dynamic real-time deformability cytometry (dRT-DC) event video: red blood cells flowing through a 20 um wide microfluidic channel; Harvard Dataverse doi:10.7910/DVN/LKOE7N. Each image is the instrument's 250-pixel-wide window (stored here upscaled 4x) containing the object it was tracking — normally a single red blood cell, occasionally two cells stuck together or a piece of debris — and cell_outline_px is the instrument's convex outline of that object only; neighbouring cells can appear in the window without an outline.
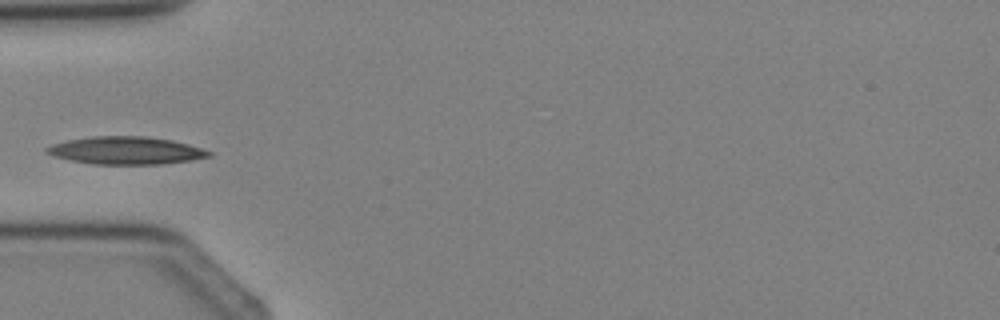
{"species": "Egyptian fruit bat (a non-hibernating species)", "species_latin": "Rousettus aegyptiacus", "temperature_condition": "cold", "stored_images_in_passage": 3, "camera_frame_rate_fps": 3000, "um_per_image_px": 0.085, "animal": {"sex": "female"}, "frame": {"image": 1, "passage_image": 3, "time_ms": 2.333, "image_size_px": [1000, 320], "cell_outline_px": [[212, 156], [192, 160], [160, 164], [92, 164], [72, 160], [56, 156], [44, 152], [44, 148], [52, 144], [68, 140], [92, 136], [148, 136], [172, 140], [188, 144], [212, 152]], "centroid_in_image_um": [10.71, 12.79], "position_along_channel_um": 74.3, "area_um2": 26.07}}